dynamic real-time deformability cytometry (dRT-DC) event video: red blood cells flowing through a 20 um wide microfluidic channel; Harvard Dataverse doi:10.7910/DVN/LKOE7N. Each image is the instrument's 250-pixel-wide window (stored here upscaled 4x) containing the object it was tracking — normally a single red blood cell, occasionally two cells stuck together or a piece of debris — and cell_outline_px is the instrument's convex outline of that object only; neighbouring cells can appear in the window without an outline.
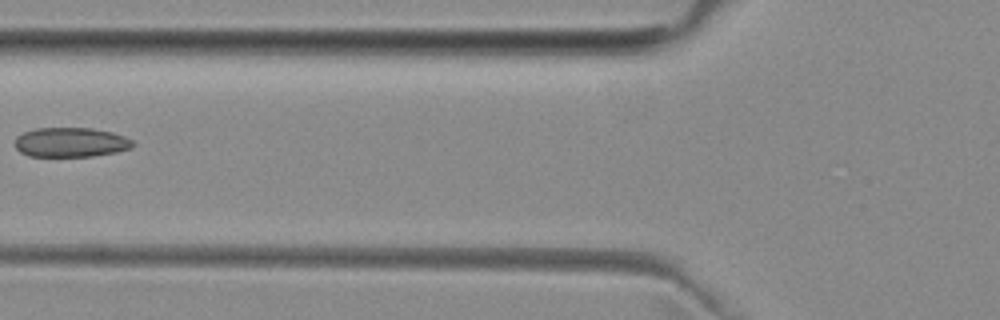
{"species": "common noctule bat (a hibernating species)", "species_latin": "Nyctalus noctula", "temperature_condition": "room temperature", "stored_images_in_passage": 7, "camera_frame_rate_fps": 3000, "um_per_image_px": 0.085, "animal": {"sex": "female", "body_mass_g": 29.2, "forearm_length_mm": 56.3}, "frame": {"image": 1, "passage_image": 5, "time_ms": 6.0, "image_size_px": [1000, 320], "cell_outline_px": [[136, 144], [132, 148], [116, 152], [92, 156], [28, 156], [20, 152], [16, 148], [16, 136], [24, 132], [36, 128], [92, 128], [112, 132], [124, 136], [132, 140]], "centroid_in_image_um": [6.03, 12.09], "position_along_channel_um": 119.8, "area_um2": 20.35}}
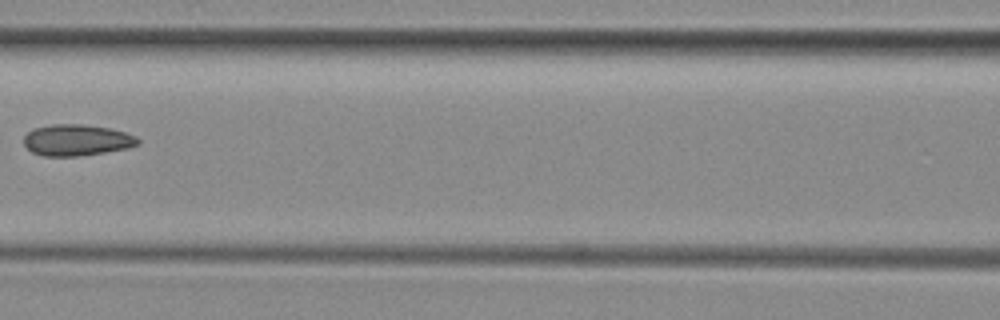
{"frame": {"image": 2, "passage_image": 6, "time_ms": 7.0, "image_size_px": [1000, 320], "cell_outline_px": [[140, 144], [128, 148], [104, 152], [76, 156], [40, 156], [32, 152], [24, 144], [24, 136], [28, 132], [36, 128], [52, 124], [84, 124], [108, 128], [124, 132], [136, 136], [140, 140]], "centroid_in_image_um": [6.53, 11.91], "position_along_channel_um": 160.1, "area_um2": 20.75}}
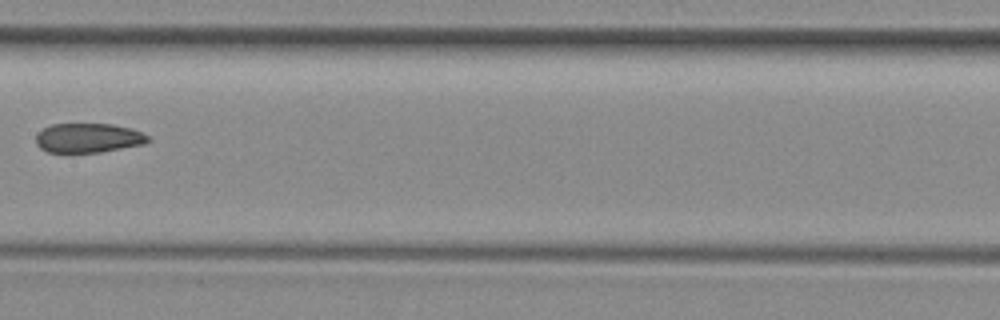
{"frame": {"image": 3, "passage_image": 7, "time_ms": 8.0, "image_size_px": [1000, 320], "cell_outline_px": [[152, 140], [144, 144], [100, 152], [48, 152], [40, 148], [36, 144], [36, 136], [44, 128], [52, 124], [112, 124], [132, 128], [148, 136]], "centroid_in_image_um": [7.52, 11.72], "position_along_channel_um": 199.9, "area_um2": 19.13}}